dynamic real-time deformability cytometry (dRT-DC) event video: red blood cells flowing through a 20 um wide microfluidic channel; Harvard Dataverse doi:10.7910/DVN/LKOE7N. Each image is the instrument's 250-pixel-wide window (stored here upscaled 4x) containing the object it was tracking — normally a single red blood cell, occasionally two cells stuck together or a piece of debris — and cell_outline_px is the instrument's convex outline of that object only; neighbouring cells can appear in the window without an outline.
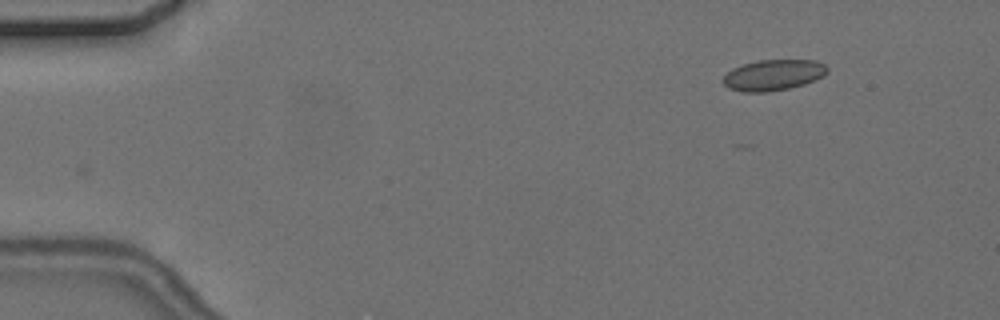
{"species": "common noctule bat (a hibernating species)", "species_latin": "Nyctalus noctula", "temperature_condition": "cold", "stored_images_in_passage": 2, "camera_frame_rate_fps": 3000, "um_per_image_px": 0.085, "animal": {"sex": "female", "body_mass_g": 24.6, "forearm_length_mm": 56.2}, "frame": {"image": 1, "passage_image": 2, "time_ms": 2.0, "image_size_px": [1000, 320], "cell_outline_px": [[828, 72], [824, 76], [804, 84], [788, 88], [768, 92], [744, 92], [728, 88], [720, 80], [732, 68], [744, 64], [760, 60], [816, 60], [824, 64], [828, 68]], "centroid_in_image_um": [65.73, 6.38], "position_along_channel_um": 19.3, "area_um2": 18.79}}